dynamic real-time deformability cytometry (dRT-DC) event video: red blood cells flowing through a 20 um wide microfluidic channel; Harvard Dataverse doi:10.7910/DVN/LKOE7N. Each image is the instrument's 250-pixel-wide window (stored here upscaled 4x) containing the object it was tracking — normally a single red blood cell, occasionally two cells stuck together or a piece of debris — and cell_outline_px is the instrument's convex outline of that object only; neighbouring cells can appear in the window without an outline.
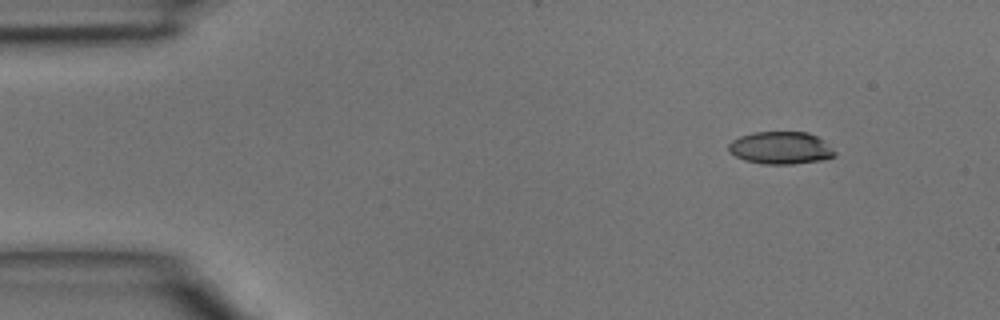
{"species": "common noctule bat (a hibernating species)", "species_latin": "Nyctalus noctula", "temperature_condition": "room temperature", "stored_images_in_passage": 3, "camera_frame_rate_fps": 3000, "um_per_image_px": 0.085, "animal": {"sex": "male", "body_mass_g": 15.6}, "frame": {"image": 1, "passage_image": 1, "time_ms": 0.0, "image_size_px": [1000, 320], "cell_outline_px": [[836, 156], [820, 160], [792, 164], [764, 164], [744, 160], [728, 152], [728, 144], [732, 140], [740, 136], [752, 132], [808, 132], [816, 136], [832, 148], [836, 152]], "centroid_in_image_um": [66.32, 12.57], "position_along_channel_um": 18.7, "area_um2": 20.06}}
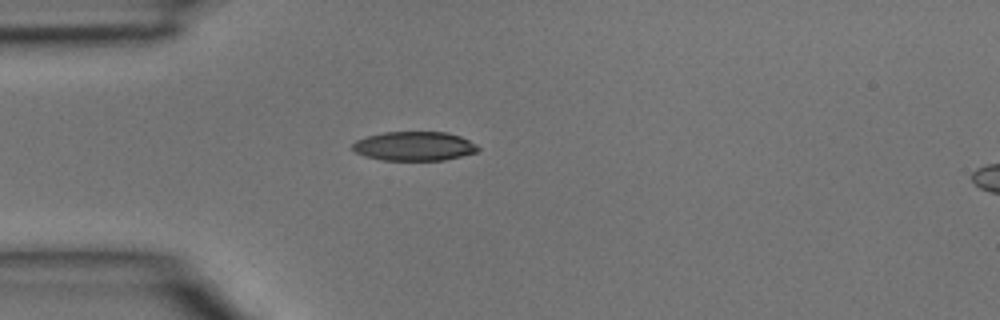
{"frame": {"image": 2, "passage_image": 3, "time_ms": 0.667, "image_size_px": [1000, 320], "cell_outline_px": [[480, 148], [476, 152], [444, 160], [380, 160], [364, 156], [356, 152], [352, 148], [352, 144], [356, 140], [368, 136], [384, 132], [448, 132], [460, 136], [476, 144]], "centroid_in_image_um": [35.2, 12.42], "position_along_channel_um": 49.8, "area_um2": 21.27}}